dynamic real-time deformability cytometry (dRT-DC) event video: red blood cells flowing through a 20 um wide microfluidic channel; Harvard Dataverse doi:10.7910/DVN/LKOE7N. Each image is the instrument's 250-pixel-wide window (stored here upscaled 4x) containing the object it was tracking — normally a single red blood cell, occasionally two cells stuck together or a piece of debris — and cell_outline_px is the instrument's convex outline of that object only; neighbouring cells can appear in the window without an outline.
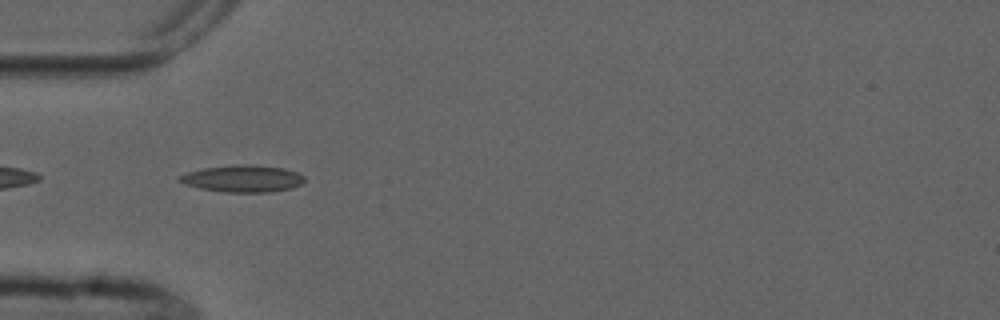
{"species": "common noctule bat (a hibernating species)", "species_latin": "Nyctalus noctula", "temperature_condition": "cold", "stored_images_in_passage": 5, "camera_frame_rate_fps": 3000, "um_per_image_px": 0.085, "animal": {"sex": "male", "forearm_length_mm": 52.5}, "frame": {"image": 1, "passage_image": 4, "time_ms": 3.667, "image_size_px": [1000, 320], "cell_outline_px": [[304, 180], [300, 184], [292, 188], [268, 192], [224, 192], [200, 188], [184, 184], [176, 180], [176, 176], [188, 172], [204, 168], [236, 164], [252, 164], [284, 168], [296, 172], [304, 176]], "centroid_in_image_um": [20.59, 15.17], "position_along_channel_um": 64.4, "area_um2": 19.71}}
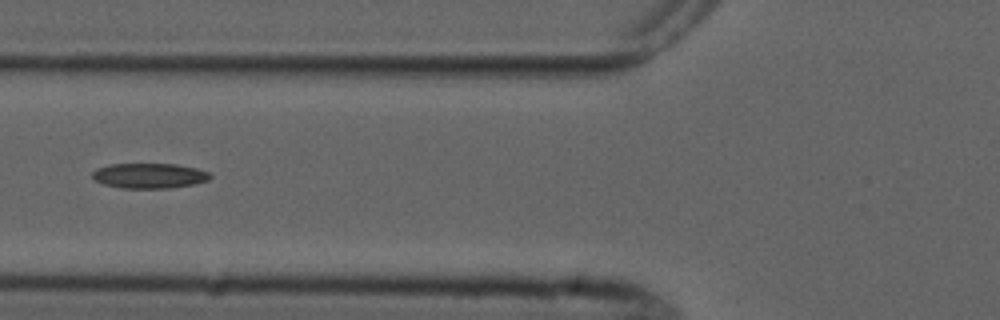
{"frame": {"image": 2, "passage_image": 5, "time_ms": 5.0, "image_size_px": [1000, 320], "cell_outline_px": [[212, 176], [208, 180], [192, 184], [168, 188], [120, 188], [104, 184], [96, 180], [92, 176], [92, 172], [96, 168], [108, 164], [176, 164], [196, 168], [208, 172]], "centroid_in_image_um": [12.66, 14.93], "position_along_channel_um": 113.1, "area_um2": 17.17}}